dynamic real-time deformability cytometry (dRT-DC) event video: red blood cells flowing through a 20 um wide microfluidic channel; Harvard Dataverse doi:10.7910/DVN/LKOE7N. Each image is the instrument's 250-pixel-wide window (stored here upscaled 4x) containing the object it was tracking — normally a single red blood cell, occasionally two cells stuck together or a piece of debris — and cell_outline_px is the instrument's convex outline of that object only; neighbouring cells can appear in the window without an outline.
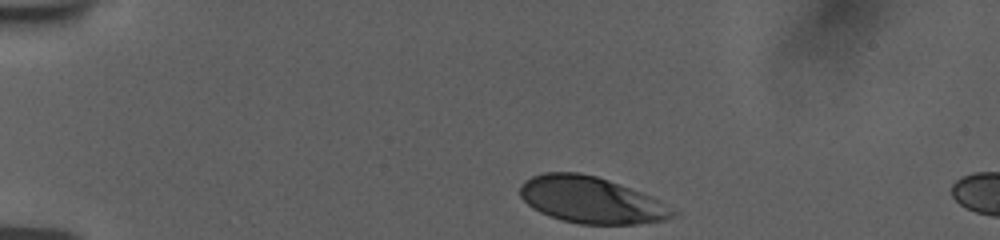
{"species": "human", "species_latin": "Homo sapiens", "temperature_condition": "room temperature", "stored_images_in_passage": 37, "camera_frame_rate_fps": 3000, "um_per_image_px": 0.085, "donor": {"sex": "female"}, "frame": {"image": 1, "passage_image": 1, "time_ms": 0.0, "image_size_px": [1000, 240], "cell_outline_px": [[680, 212], [676, 216], [664, 220], [636, 224], [580, 224], [564, 220], [540, 212], [532, 208], [520, 196], [520, 188], [524, 180], [532, 176], [544, 172], [580, 172], [596, 176], [608, 180], [652, 196], [660, 200]], "centroid_in_image_um": [50.28, 17.0], "position_along_channel_um": 34.7, "area_um2": 41.44}}
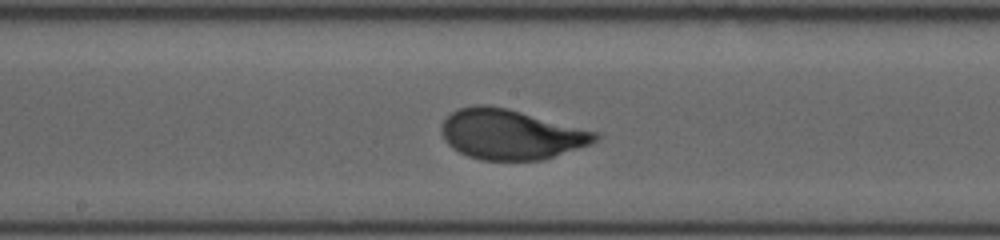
{"frame": {"image": 2, "passage_image": 20, "time_ms": 6.333, "image_size_px": [1000, 240], "cell_outline_px": [[600, 136], [592, 144], [544, 160], [480, 160], [468, 156], [452, 148], [444, 140], [440, 132], [440, 124], [452, 112], [460, 108], [476, 104], [488, 104], [508, 108], [600, 132]], "centroid_in_image_um": [43.43, 11.42], "position_along_channel_um": 204.8, "area_um2": 45.37}}
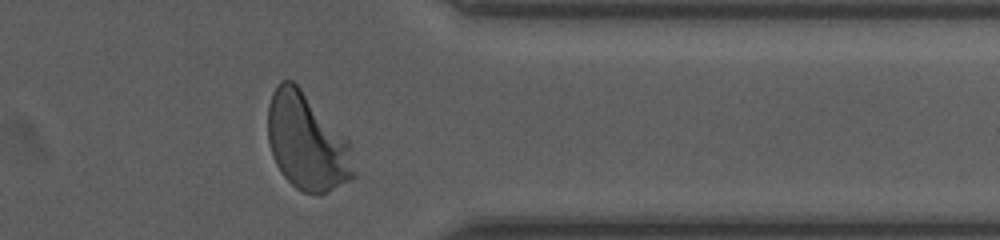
{"frame": {"image": 3, "passage_image": 35, "time_ms": 11.333, "image_size_px": [1000, 240], "cell_outline_px": [[356, 176], [328, 192], [320, 196], [304, 192], [296, 188], [284, 176], [276, 164], [272, 156], [268, 140], [268, 104], [272, 92], [280, 80], [292, 80], [300, 88], [352, 144], [356, 172]], "centroid_in_image_um": [26.1, 12.1], "position_along_channel_um": 385.3, "area_um2": 48.61}, "authors_computed_cell_mechanics": {"area_um2": 44.217, "velocity_mm_per_s": 3.7298, "shape_relaxation_time_tau1_ms": 3.4476, "shape_relaxation_time_tau2_ms": null, "deformation_change_tau1": 0.1645, "deformation_change_tau2": null}}